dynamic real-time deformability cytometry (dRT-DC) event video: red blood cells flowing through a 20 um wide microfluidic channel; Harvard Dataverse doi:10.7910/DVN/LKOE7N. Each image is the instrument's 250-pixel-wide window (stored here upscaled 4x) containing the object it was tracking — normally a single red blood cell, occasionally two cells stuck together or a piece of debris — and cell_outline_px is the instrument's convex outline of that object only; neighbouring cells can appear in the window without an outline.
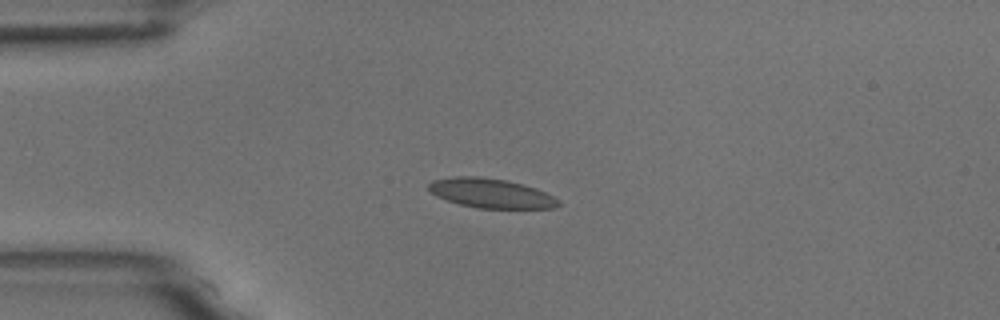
{"species": "common noctule bat (a hibernating species)", "species_latin": "Nyctalus noctula", "temperature_condition": "room temperature", "stored_images_in_passage": 12, "camera_frame_rate_fps": 3000, "um_per_image_px": 0.085, "animal": {"sex": "male", "body_mass_g": 18.8}, "frame": {"image": 1, "passage_image": 3, "time_ms": 0.667, "image_size_px": [1000, 320], "cell_outline_px": [[560, 204], [556, 208], [480, 208], [460, 204], [436, 196], [428, 188], [428, 184], [432, 180], [456, 176], [480, 176], [504, 180], [524, 184], [536, 188], [560, 200]], "centroid_in_image_um": [41.74, 16.42], "position_along_channel_um": 43.3, "area_um2": 22.14}}
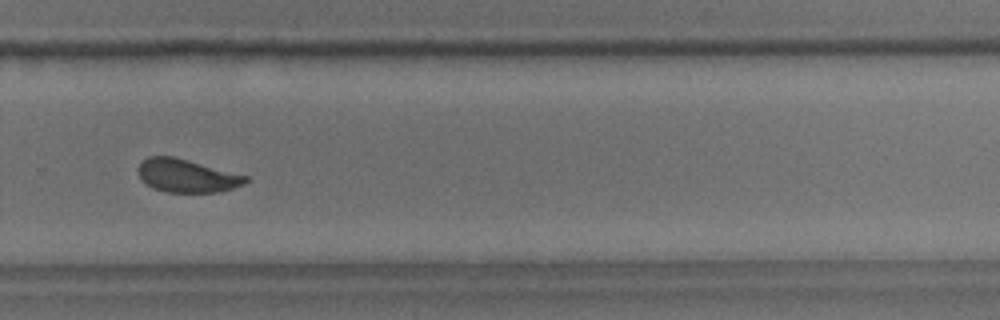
{"frame": {"image": 2, "passage_image": 10, "time_ms": 3.0, "image_size_px": [1000, 320], "cell_outline_px": [[248, 180], [244, 184], [220, 192], [164, 192], [152, 188], [144, 184], [140, 180], [136, 168], [148, 156], [172, 156], [188, 160], [248, 176]], "centroid_in_image_um": [15.82, 14.95], "position_along_channel_um": 314.0, "area_um2": 20.87}}
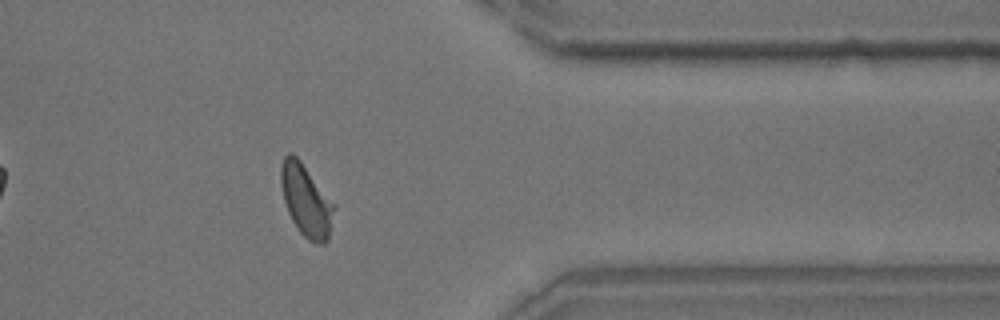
{"frame": {"image": 3, "passage_image": 12, "time_ms": 3.667, "image_size_px": [1000, 320], "cell_outline_px": [[336, 204], [328, 240], [324, 244], [320, 244], [308, 240], [300, 232], [292, 220], [288, 212], [284, 200], [280, 184], [280, 164], [284, 156], [288, 152], [292, 152], [300, 160]], "centroid_in_image_um": [26.02, 17.02], "position_along_channel_um": 385.4, "area_um2": 22.48}}